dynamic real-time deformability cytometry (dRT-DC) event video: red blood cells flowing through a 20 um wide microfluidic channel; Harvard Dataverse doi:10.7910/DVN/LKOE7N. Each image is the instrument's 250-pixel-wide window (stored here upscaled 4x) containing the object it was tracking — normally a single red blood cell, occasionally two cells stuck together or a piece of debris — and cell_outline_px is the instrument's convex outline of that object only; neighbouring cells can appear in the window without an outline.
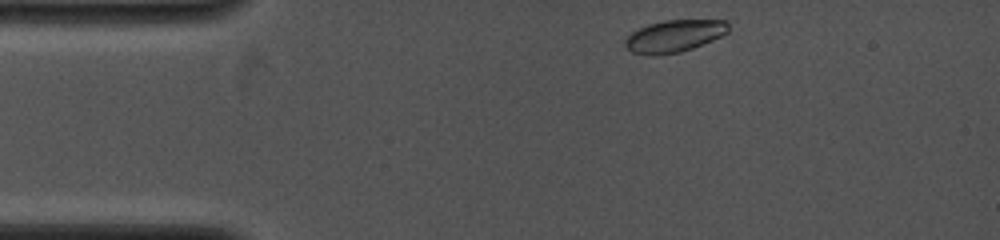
{"species": "common noctule bat (a hibernating species)", "species_latin": "Nyctalus noctula", "temperature_condition": "cold", "stored_images_in_passage": 7, "camera_frame_rate_fps": 4000, "um_per_image_px": 0.085, "animal": {"sex": "female", "body_mass_g": 19.0, "forearm_length_mm": 53.3}, "frame": {"image": 1, "passage_image": 1, "time_ms": 0.0, "image_size_px": [1000, 240], "cell_outline_px": [[728, 32], [712, 40], [692, 48], [680, 52], [656, 56], [648, 56], [632, 52], [624, 44], [624, 40], [632, 32], [648, 24], [664, 20], [728, 20]], "centroid_in_image_um": [57.29, 3.07], "position_along_channel_um": 27.7, "area_um2": 19.36}}
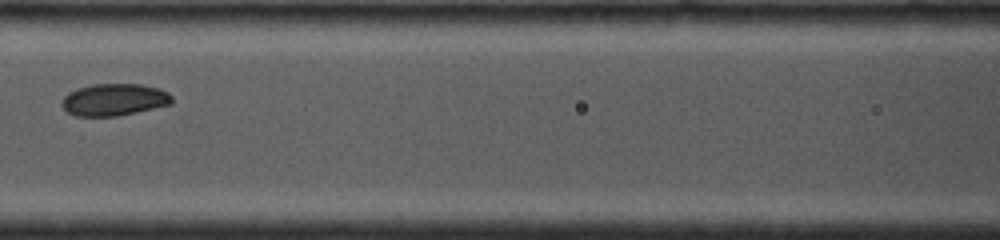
{"frame": {"image": 2, "passage_image": 5, "time_ms": 4.25, "image_size_px": [1000, 240], "cell_outline_px": [[172, 104], [136, 112], [116, 116], [76, 116], [68, 112], [60, 104], [64, 96], [68, 92], [92, 84], [140, 84], [160, 88], [168, 92], [172, 96]], "centroid_in_image_um": [9.71, 8.47], "position_along_channel_um": 156.9, "area_um2": 20.58}}
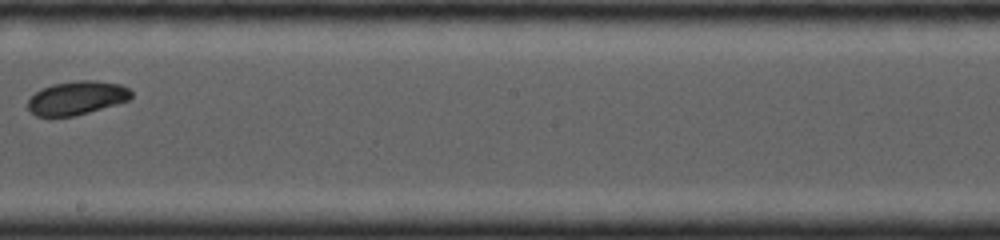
{"frame": {"image": 3, "passage_image": 7, "time_ms": 6.25, "image_size_px": [1000, 240], "cell_outline_px": [[132, 96], [128, 100], [116, 104], [88, 112], [72, 116], [36, 116], [28, 108], [28, 100], [36, 92], [52, 84], [76, 80], [96, 80], [120, 84], [128, 88], [132, 92]], "centroid_in_image_um": [6.54, 8.31], "position_along_channel_um": 241.7, "area_um2": 20.06}}